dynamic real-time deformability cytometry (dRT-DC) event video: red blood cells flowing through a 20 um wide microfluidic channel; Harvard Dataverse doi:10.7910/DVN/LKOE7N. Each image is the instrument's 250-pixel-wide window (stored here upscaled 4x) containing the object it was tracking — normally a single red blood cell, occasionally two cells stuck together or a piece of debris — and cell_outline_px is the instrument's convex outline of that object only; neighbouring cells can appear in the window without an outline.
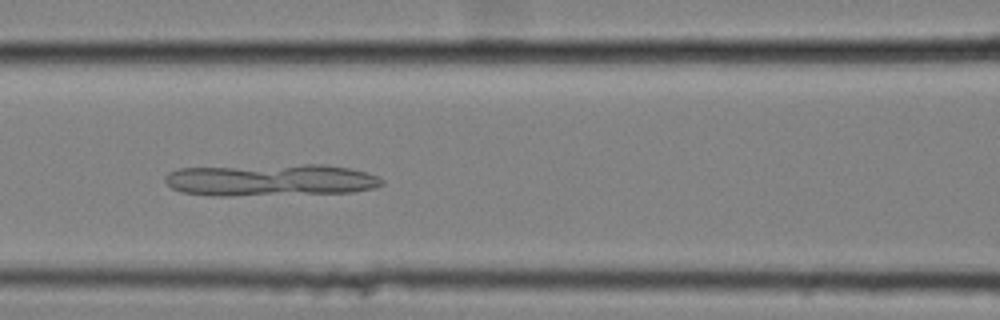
{"species": "common noctule bat (a hibernating species)", "species_latin": "Nyctalus noctula", "temperature_condition": "cold", "stored_images_in_passage": 56, "camera_frame_rate_fps": 3000, "um_per_image_px": 0.085, "animal": {"sex": "female", "body_mass_g": 25.1}, "frame": {"image": 1, "passage_image": 25, "time_ms": 8.0, "image_size_px": [1000, 320], "cell_outline_px": [[384, 184], [376, 188], [352, 192], [228, 196], [212, 196], [180, 192], [172, 188], [164, 180], [164, 176], [168, 172], [180, 168], [304, 164], [320, 164], [348, 168], [364, 172], [376, 176], [384, 180]], "centroid_in_image_um": [22.97, 15.31], "position_along_channel_um": 143.6, "area_um2": 40.58}}
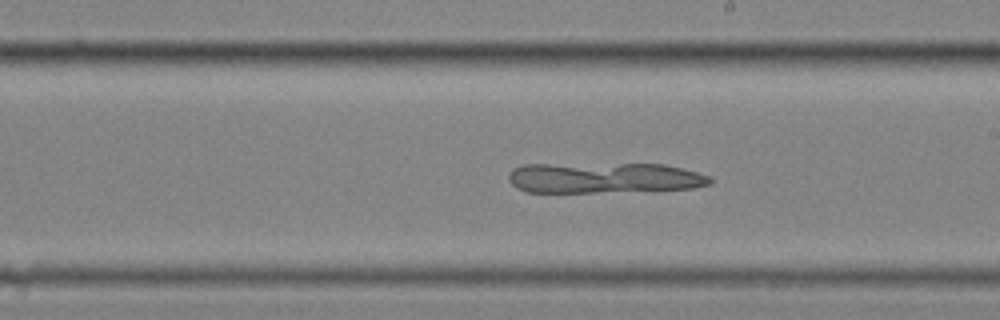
{"frame": {"image": 2, "passage_image": 33, "time_ms": 10.667, "image_size_px": [1000, 320], "cell_outline_px": [[712, 184], [692, 188], [592, 192], [528, 192], [516, 188], [508, 180], [508, 172], [512, 168], [520, 164], [664, 164], [684, 168], [712, 176]], "centroid_in_image_um": [51.32, 15.1], "position_along_channel_um": 237.7, "area_um2": 36.13}}
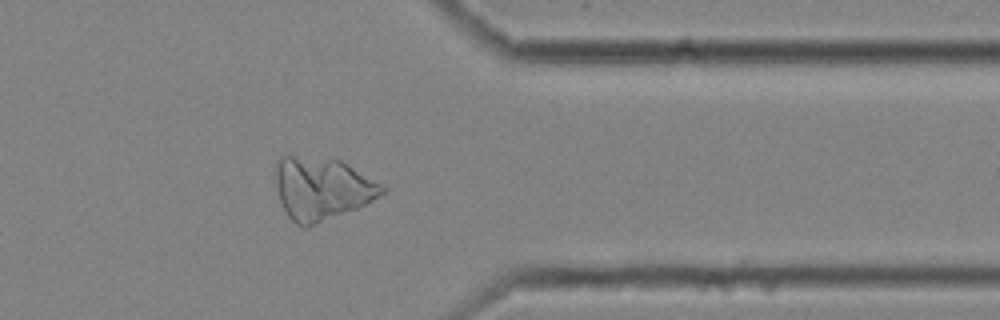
{"frame": {"image": 3, "passage_image": 46, "time_ms": 15.0, "image_size_px": [1000, 320], "cell_outline_px": [[388, 188], [384, 192], [372, 200], [356, 208], [308, 228], [300, 228], [288, 216], [280, 200], [276, 184], [276, 164], [280, 156], [292, 156], [340, 160], [348, 164]], "centroid_in_image_um": [27.35, 16.05], "position_along_channel_um": 384.1, "area_um2": 38.49}}